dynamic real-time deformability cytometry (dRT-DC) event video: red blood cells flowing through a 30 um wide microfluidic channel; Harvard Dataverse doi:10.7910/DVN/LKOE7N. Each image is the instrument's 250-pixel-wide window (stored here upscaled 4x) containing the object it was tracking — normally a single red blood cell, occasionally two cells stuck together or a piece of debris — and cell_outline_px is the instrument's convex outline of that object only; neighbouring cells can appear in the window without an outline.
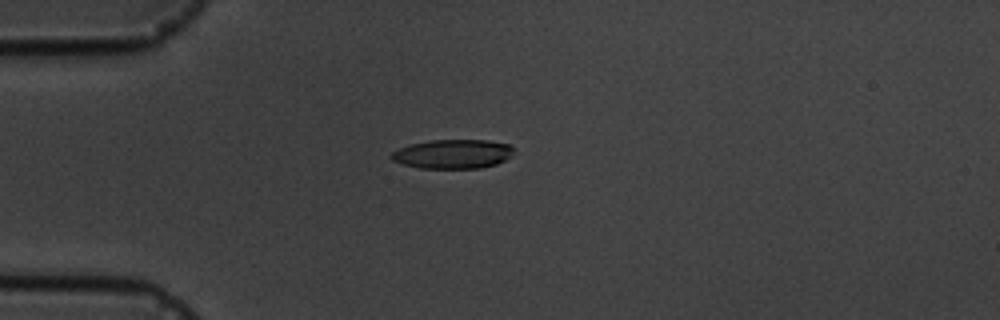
{"species": "common noctule bat (a hibernating species)", "species_latin": "Nyctalus noctula", "temperature_condition": "cold", "stored_images_in_passage": 16, "camera_frame_rate_fps": 3000, "um_per_image_px": 0.085, "animal": {"sex": "male", "body_mass_g": 19.5, "forearm_length_mm": 54.6}, "frame": {"image": 1, "passage_image": 5, "time_ms": 4.333, "image_size_px": [1000, 320], "cell_outline_px": [[516, 152], [512, 156], [496, 164], [480, 168], [420, 168], [404, 164], [392, 160], [388, 156], [392, 152], [408, 144], [432, 140], [488, 140], [512, 144]], "centroid_in_image_um": [38.53, 13.08], "position_along_channel_um": 46.5, "area_um2": 21.04}}
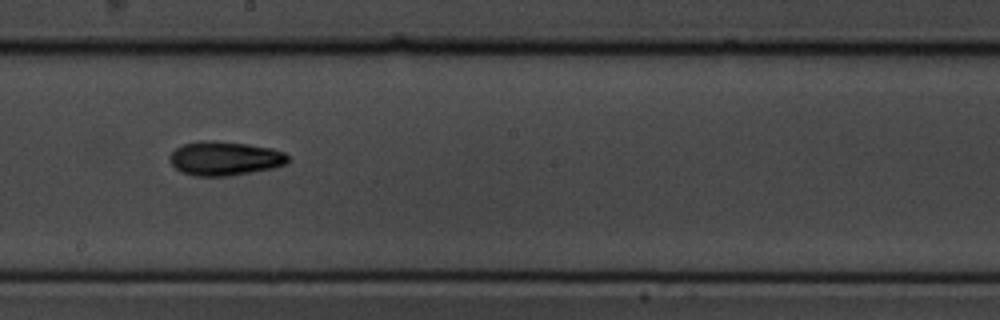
{"frame": {"image": 2, "passage_image": 10, "time_ms": 10.0, "image_size_px": [1000, 320], "cell_outline_px": [[288, 164], [272, 168], [228, 176], [196, 176], [180, 172], [168, 160], [168, 156], [176, 148], [184, 144], [204, 140], [216, 140], [248, 144], [272, 148], [284, 152], [288, 156]], "centroid_in_image_um": [19.09, 13.46], "position_along_channel_um": 229.1, "area_um2": 23.58}}
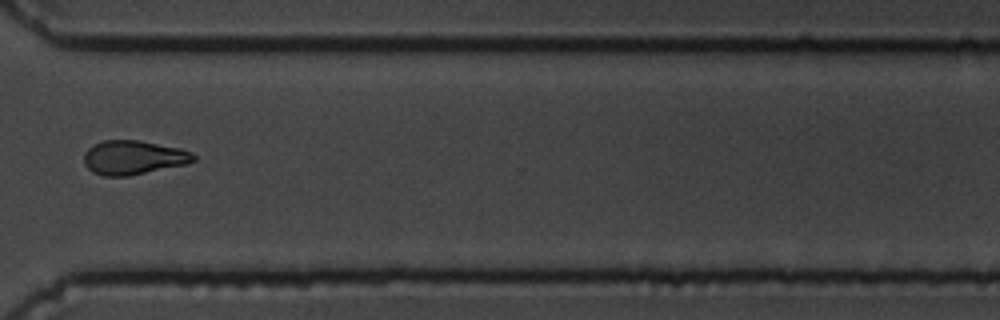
{"frame": {"image": 3, "passage_image": 13, "time_ms": 13.667, "image_size_px": [1000, 320], "cell_outline_px": [[196, 160], [188, 164], [128, 176], [104, 176], [92, 172], [84, 164], [84, 152], [92, 144], [104, 140], [140, 140], [180, 148], [192, 152], [196, 156]], "centroid_in_image_um": [11.34, 13.38], "position_along_channel_um": 359.3, "area_um2": 22.02}, "authors_computed_cell_mechanics": {"area_um2": 21.1259, "velocity_mm_per_s": 3.5572, "shape_relaxation_time_tau1_ms": 2.8741, "shape_relaxation_time_tau2_ms": 10.143, "deformation_change_tau1": 0.1072, "deformation_change_tau2": 0.1418}}